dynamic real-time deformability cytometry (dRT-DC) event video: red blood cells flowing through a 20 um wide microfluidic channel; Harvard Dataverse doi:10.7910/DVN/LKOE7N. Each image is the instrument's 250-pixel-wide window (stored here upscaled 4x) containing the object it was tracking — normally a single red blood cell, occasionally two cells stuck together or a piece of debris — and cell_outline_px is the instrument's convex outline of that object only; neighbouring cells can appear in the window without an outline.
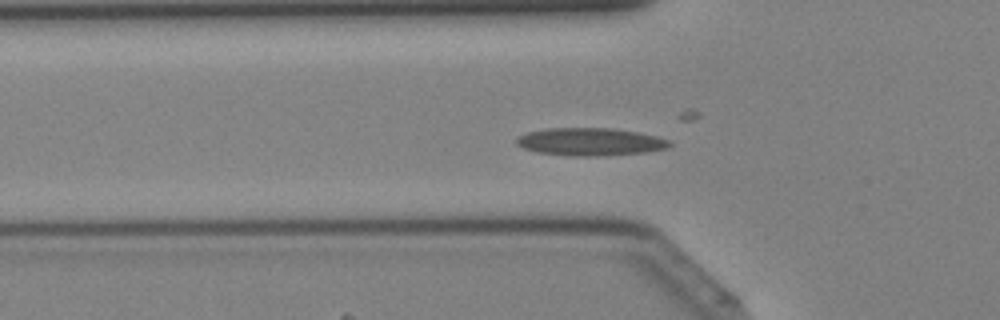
{"species": "Egyptian fruit bat (a non-hibernating species)", "species_latin": "Rousettus aegyptiacus", "temperature_condition": "cold", "stored_images_in_passage": 33, "camera_frame_rate_fps": 3000, "um_per_image_px": 0.085, "animal": {"sex": "female"}, "frame": {"image": 1, "passage_image": 5, "time_ms": 1.333, "image_size_px": [1000, 320], "cell_outline_px": [[672, 144], [668, 148], [648, 152], [604, 156], [568, 156], [536, 152], [524, 148], [516, 144], [516, 136], [528, 132], [548, 128], [612, 128], [636, 132], [656, 136], [668, 140]], "centroid_in_image_um": [50.16, 12.06], "position_along_channel_um": 75.6, "area_um2": 24.91}}
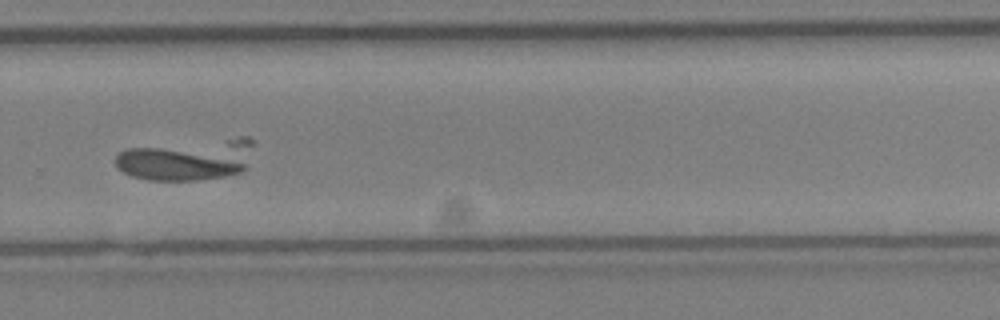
{"frame": {"image": 2, "passage_image": 20, "time_ms": 6.333, "image_size_px": [1000, 320], "cell_outline_px": [[256, 144], [244, 172], [224, 176], [196, 180], [148, 180], [132, 176], [116, 168], [116, 156], [120, 152], [128, 148], [240, 136], [248, 136], [256, 140]], "centroid_in_image_um": [15.98, 13.54], "position_along_channel_um": 313.8, "area_um2": 33.87}}
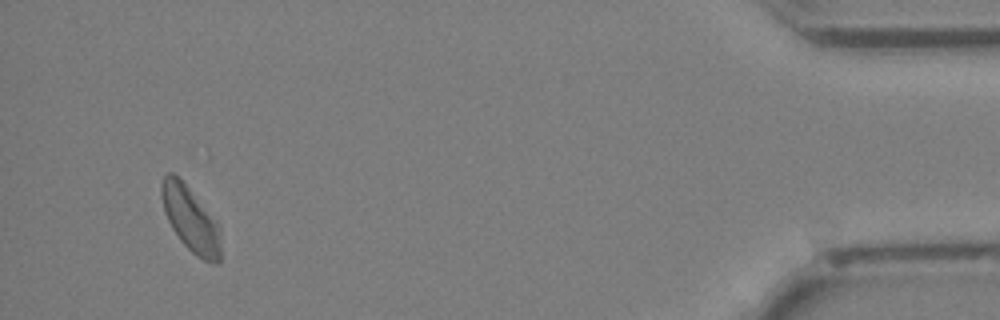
{"frame": {"image": 3, "passage_image": 31, "time_ms": 10.0, "image_size_px": [1000, 320], "cell_outline_px": [[220, 260], [216, 264], [212, 264], [196, 256], [180, 240], [172, 228], [164, 212], [160, 196], [160, 184], [164, 176], [168, 172], [172, 172], [188, 188], [220, 224]], "centroid_in_image_um": [16.19, 18.65], "position_along_channel_um": 419.0, "area_um2": 22.43}}